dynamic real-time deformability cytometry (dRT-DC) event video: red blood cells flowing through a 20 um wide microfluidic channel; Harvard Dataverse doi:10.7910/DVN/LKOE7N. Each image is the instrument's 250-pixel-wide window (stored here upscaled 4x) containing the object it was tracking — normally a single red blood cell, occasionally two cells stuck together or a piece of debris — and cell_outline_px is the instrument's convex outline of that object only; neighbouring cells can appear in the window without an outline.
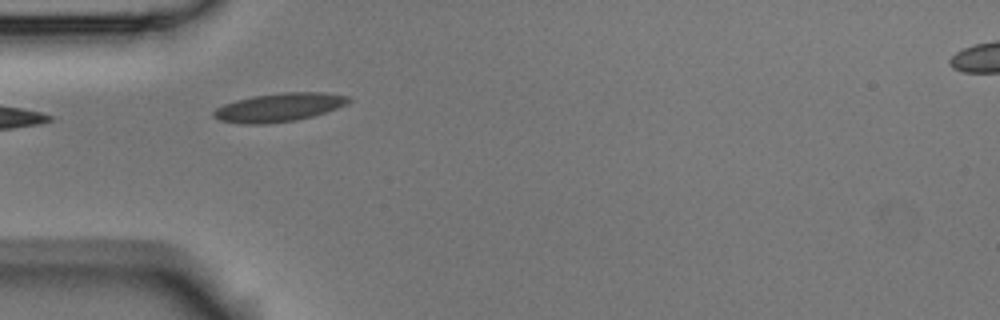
{"species": "Egyptian fruit bat (a non-hibernating species)", "species_latin": "Rousettus aegyptiacus", "temperature_condition": "room temperature", "stored_images_in_passage": 6, "camera_frame_rate_fps": 3000, "um_per_image_px": 0.085, "animal": {"sex": "male"}, "frame": {"image": 1, "passage_image": 5, "time_ms": 1.333, "image_size_px": [1000, 320], "cell_outline_px": [[352, 100], [336, 108], [312, 116], [296, 120], [264, 124], [244, 124], [220, 120], [212, 116], [212, 112], [216, 108], [224, 104], [236, 100], [252, 96], [284, 92], [324, 92], [352, 96]], "centroid_in_image_um": [23.71, 9.11], "position_along_channel_um": 61.3, "area_um2": 22.37}}
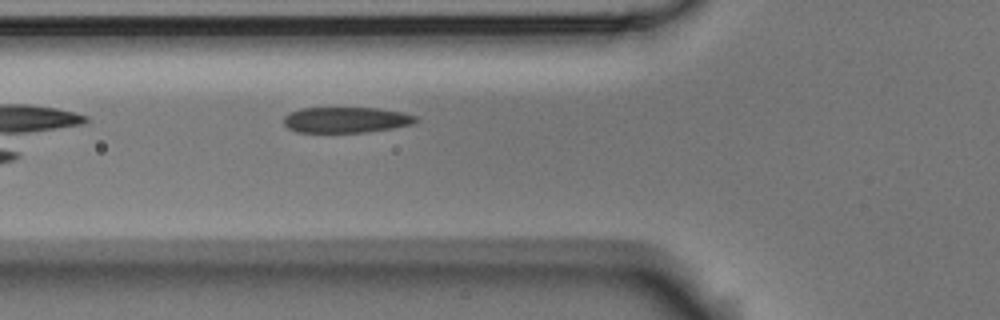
{"frame": {"image": 2, "passage_image": 6, "time_ms": 1.667, "image_size_px": [1000, 320], "cell_outline_px": [[420, 120], [412, 124], [392, 128], [368, 132], [296, 132], [288, 128], [284, 124], [284, 116], [300, 108], [380, 108], [404, 112], [416, 116]], "centroid_in_image_um": [29.45, 10.18], "position_along_channel_um": 96.3, "area_um2": 19.88}}